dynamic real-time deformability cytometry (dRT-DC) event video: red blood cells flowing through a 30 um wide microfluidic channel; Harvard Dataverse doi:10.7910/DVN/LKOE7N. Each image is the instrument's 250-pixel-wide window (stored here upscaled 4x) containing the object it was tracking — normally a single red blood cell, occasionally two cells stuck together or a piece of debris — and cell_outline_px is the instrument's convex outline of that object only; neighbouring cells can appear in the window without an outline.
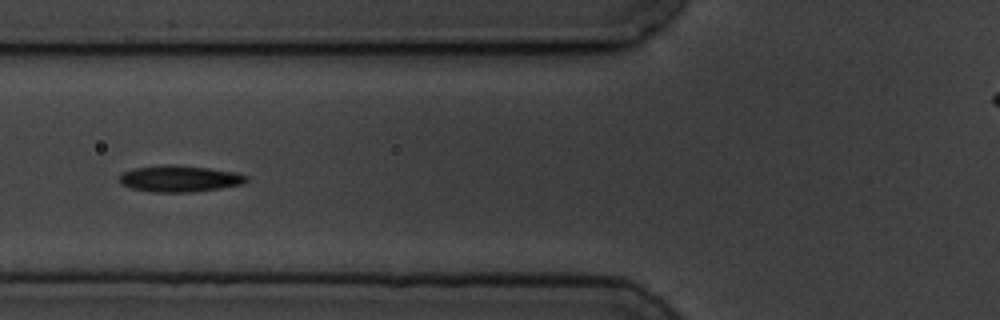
{"species": "common noctule bat (a hibernating species)", "species_latin": "Nyctalus noctula", "temperature_condition": "cold", "stored_images_in_passage": 6, "camera_frame_rate_fps": 3000, "um_per_image_px": 0.085, "animal": {"sex": "male", "body_mass_g": 19.5, "forearm_length_mm": 54.6}, "frame": {"image": 1, "passage_image": 4, "time_ms": 3.333, "image_size_px": [1000, 320], "cell_outline_px": [[248, 180], [244, 184], [220, 188], [192, 192], [152, 192], [132, 188], [120, 184], [120, 176], [124, 172], [132, 168], [160, 164], [172, 164], [208, 168], [240, 172], [248, 176]], "centroid_in_image_um": [15.29, 15.17], "position_along_channel_um": 110.5, "area_um2": 19.83}}
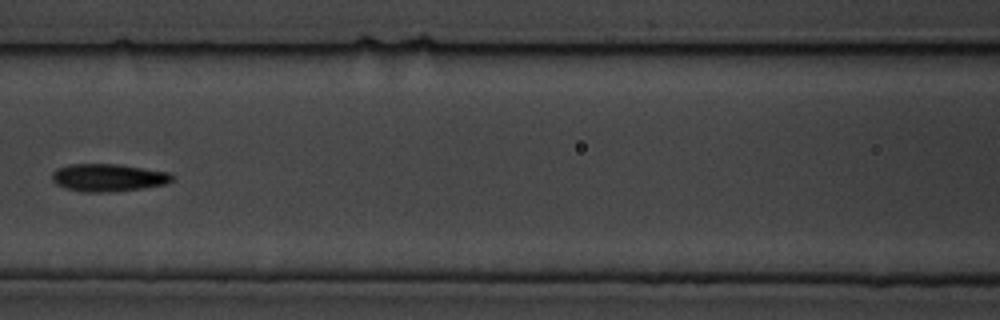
{"frame": {"image": 2, "passage_image": 5, "time_ms": 4.667, "image_size_px": [1000, 320], "cell_outline_px": [[172, 180], [168, 184], [144, 188], [116, 192], [84, 192], [64, 188], [56, 184], [52, 180], [52, 172], [56, 168], [72, 164], [120, 164], [168, 172], [172, 176]], "centroid_in_image_um": [9.19, 15.1], "position_along_channel_um": 157.4, "area_um2": 19.54}}
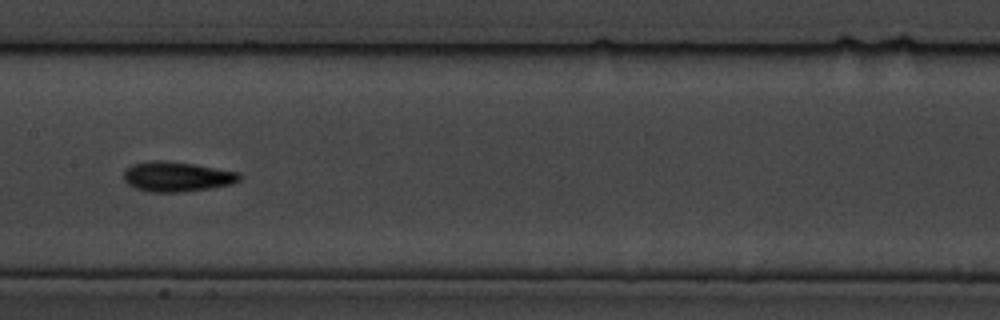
{"frame": {"image": 3, "passage_image": 6, "time_ms": 5.667, "image_size_px": [1000, 320], "cell_outline_px": [[244, 176], [240, 180], [232, 184], [208, 188], [180, 192], [148, 192], [136, 188], [128, 184], [124, 180], [124, 172], [132, 164], [148, 160], [164, 160], [192, 164], [240, 172]], "centroid_in_image_um": [15.04, 15.01], "position_along_channel_um": 192.4, "area_um2": 20.23}}